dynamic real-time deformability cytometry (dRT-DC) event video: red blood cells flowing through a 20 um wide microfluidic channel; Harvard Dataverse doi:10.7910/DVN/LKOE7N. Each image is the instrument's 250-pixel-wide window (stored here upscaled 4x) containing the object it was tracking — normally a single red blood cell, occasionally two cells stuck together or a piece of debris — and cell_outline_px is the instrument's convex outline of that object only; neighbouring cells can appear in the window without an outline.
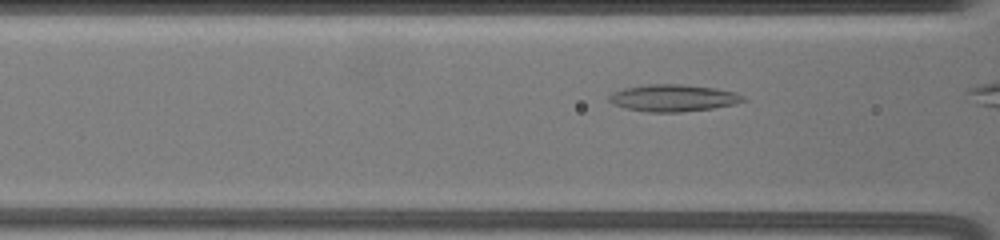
{"species": "common noctule bat (a hibernating species)", "species_latin": "Nyctalus noctula", "temperature_condition": "warm", "stored_images_in_passage": 9, "camera_frame_rate_fps": 3000, "um_per_image_px": 0.085, "animal": {"sex": "female", "body_mass_g": 19.5, "forearm_length_mm": 54.1}, "frame": {"image": 1, "passage_image": 7, "time_ms": 2.667, "image_size_px": [1000, 240], "cell_outline_px": [[744, 100], [732, 104], [712, 108], [680, 112], [648, 112], [628, 108], [616, 104], [608, 100], [608, 96], [612, 92], [624, 88], [648, 84], [680, 84], [712, 88], [736, 92], [744, 96]], "centroid_in_image_um": [57.2, 8.32], "position_along_channel_um": 109.4, "area_um2": 20.69}}